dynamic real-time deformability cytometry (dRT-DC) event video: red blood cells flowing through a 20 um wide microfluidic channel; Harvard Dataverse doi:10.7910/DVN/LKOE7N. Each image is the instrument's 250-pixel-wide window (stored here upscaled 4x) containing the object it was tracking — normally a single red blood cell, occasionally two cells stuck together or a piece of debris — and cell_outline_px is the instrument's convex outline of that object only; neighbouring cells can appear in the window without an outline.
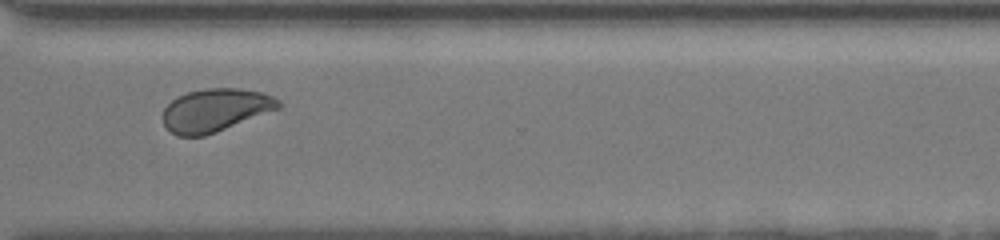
{"species": "human", "species_latin": "Homo sapiens", "temperature_condition": "room temperature", "stored_images_in_passage": 29, "camera_frame_rate_fps": 3000, "um_per_image_px": 0.085, "donor": {"sex": "female"}, "frame": {"image": 1, "passage_image": 25, "time_ms": 12.667, "image_size_px": [1000, 240], "cell_outline_px": [[280, 108], [216, 132], [204, 136], [176, 136], [164, 124], [160, 116], [164, 108], [172, 100], [188, 92], [204, 88], [240, 88], [260, 92], [272, 96], [280, 100]], "centroid_in_image_um": [18.28, 9.36], "position_along_channel_um": 352.3, "area_um2": 28.9}}
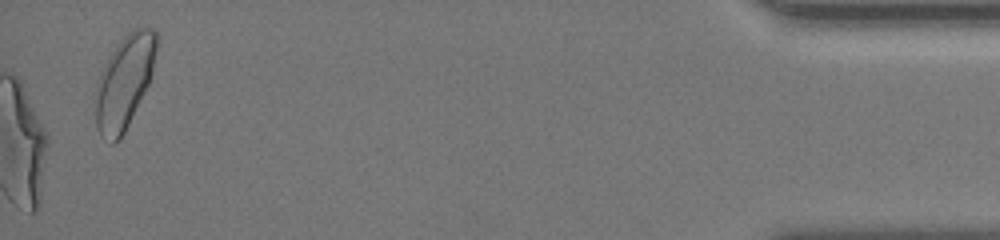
{"frame": {"image": 2, "passage_image": 29, "time_ms": 16.667, "image_size_px": [1000, 240], "cell_outline_px": [[160, 40], [152, 72], [148, 84], [120, 140], [112, 144], [100, 136], [96, 128], [96, 80], [104, 64], [116, 44], [132, 28], [140, 24], [144, 24], [156, 28]], "centroid_in_image_um": [10.6, 6.86], "position_along_channel_um": 424.6, "area_um2": 33.87}, "authors_computed_cell_mechanics": {"area_um2": 39.0728, "velocity_mm_per_s": 3.6707, "shape_relaxation_time_tau1_ms": 4.6618, "shape_relaxation_time_tau2_ms": 1.0033, "deformation_change_tau1": 0.2054, "deformation_change_tau2": 0.0784}}